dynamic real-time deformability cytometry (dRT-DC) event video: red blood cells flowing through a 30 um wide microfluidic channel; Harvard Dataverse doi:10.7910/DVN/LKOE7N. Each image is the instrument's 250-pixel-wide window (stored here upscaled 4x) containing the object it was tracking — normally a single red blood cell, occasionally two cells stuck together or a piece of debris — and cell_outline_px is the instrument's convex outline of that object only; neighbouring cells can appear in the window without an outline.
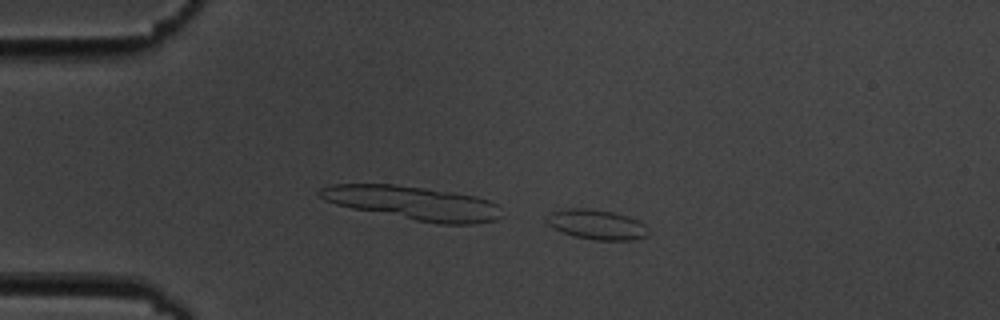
{"species": "common noctule bat (a hibernating species)", "species_latin": "Nyctalus noctula", "temperature_condition": "cold", "stored_images_in_passage": 6, "camera_frame_rate_fps": 3000, "um_per_image_px": 0.085, "animal": {"sex": "male", "body_mass_g": 19.5, "forearm_length_mm": 54.6}, "frame": {"image": 1, "passage_image": 4, "time_ms": 3.667, "image_size_px": [1000, 320], "cell_outline_px": [[648, 236], [636, 240], [592, 240], [572, 236], [552, 228], [544, 220], [544, 216], [552, 212], [568, 208], [592, 208], [612, 212], [628, 216], [644, 224], [648, 228]], "centroid_in_image_um": [50.69, 19.09], "position_along_channel_um": 34.3, "area_um2": 18.03}}
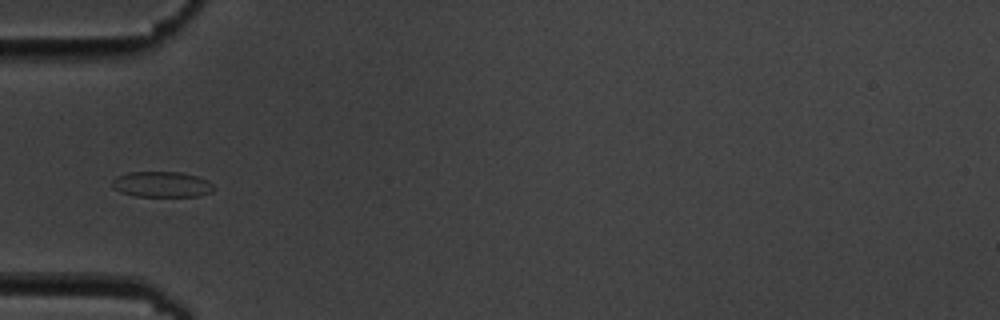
{"frame": {"image": 2, "passage_image": 6, "time_ms": 6.0, "image_size_px": [1000, 320], "cell_outline_px": [[216, 188], [212, 192], [196, 196], [136, 196], [120, 192], [112, 188], [112, 180], [116, 176], [128, 172], [180, 172], [196, 176], [208, 180]], "centroid_in_image_um": [13.74, 15.67], "position_along_channel_um": 71.3, "area_um2": 15.26}}